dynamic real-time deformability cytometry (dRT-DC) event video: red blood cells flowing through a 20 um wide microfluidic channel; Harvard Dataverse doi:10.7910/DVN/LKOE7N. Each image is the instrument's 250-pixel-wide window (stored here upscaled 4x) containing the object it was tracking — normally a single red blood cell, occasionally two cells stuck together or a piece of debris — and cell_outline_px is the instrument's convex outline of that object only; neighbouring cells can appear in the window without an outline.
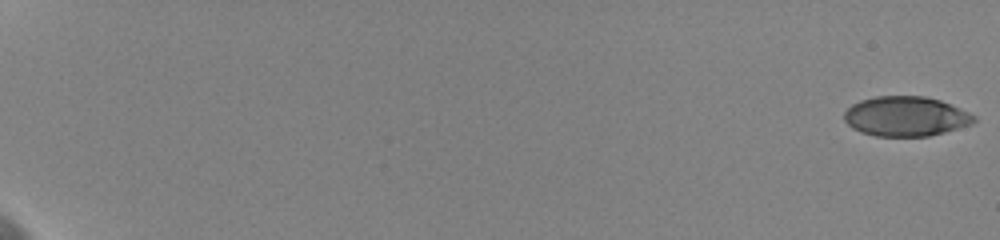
{"species": "human", "species_latin": "Homo sapiens", "temperature_condition": "cold", "stored_images_in_passage": 41, "camera_frame_rate_fps": 3000, "um_per_image_px": 0.085, "donor": {"sex": "female"}, "frame": {"image": 1, "passage_image": 1, "time_ms": 0.0, "image_size_px": [1000, 240], "cell_outline_px": [[976, 120], [972, 124], [944, 132], [928, 136], [876, 136], [860, 132], [852, 128], [844, 120], [844, 112], [852, 104], [860, 100], [876, 96], [924, 96], [940, 100], [960, 108], [976, 116]], "centroid_in_image_um": [76.98, 9.89], "position_along_channel_um": 8.0, "area_um2": 30.11}}
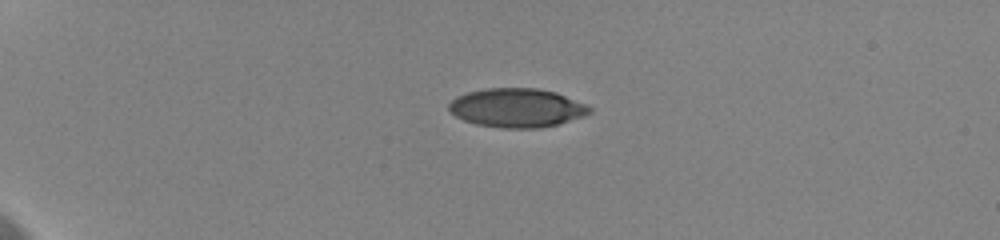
{"frame": {"image": 2, "passage_image": 25, "time_ms": 5.333, "image_size_px": [1000, 240], "cell_outline_px": [[592, 112], [584, 116], [556, 124], [540, 128], [500, 128], [476, 124], [464, 120], [456, 116], [448, 108], [448, 104], [456, 96], [468, 92], [484, 88], [536, 88], [556, 92], [584, 104], [592, 108]], "centroid_in_image_um": [43.91, 9.16], "position_along_channel_um": 41.1, "area_um2": 31.79}}
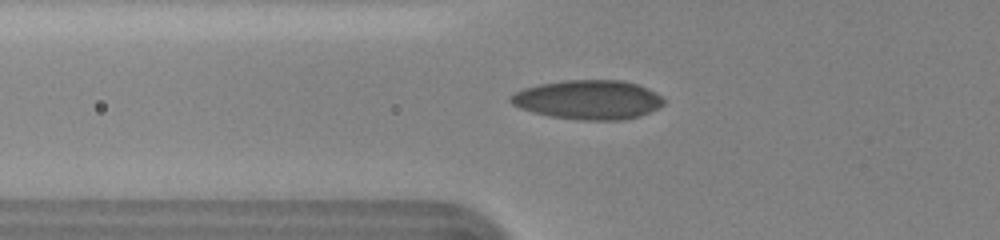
{"frame": {"image": 3, "passage_image": 36, "time_ms": 8.0, "image_size_px": [1000, 240], "cell_outline_px": [[664, 104], [640, 116], [620, 120], [580, 120], [552, 116], [532, 112], [520, 108], [512, 104], [508, 100], [508, 96], [524, 88], [540, 84], [564, 80], [620, 80], [636, 84], [660, 96], [664, 100]], "centroid_in_image_um": [49.94, 8.48], "position_along_channel_um": 75.9, "area_um2": 34.68}}